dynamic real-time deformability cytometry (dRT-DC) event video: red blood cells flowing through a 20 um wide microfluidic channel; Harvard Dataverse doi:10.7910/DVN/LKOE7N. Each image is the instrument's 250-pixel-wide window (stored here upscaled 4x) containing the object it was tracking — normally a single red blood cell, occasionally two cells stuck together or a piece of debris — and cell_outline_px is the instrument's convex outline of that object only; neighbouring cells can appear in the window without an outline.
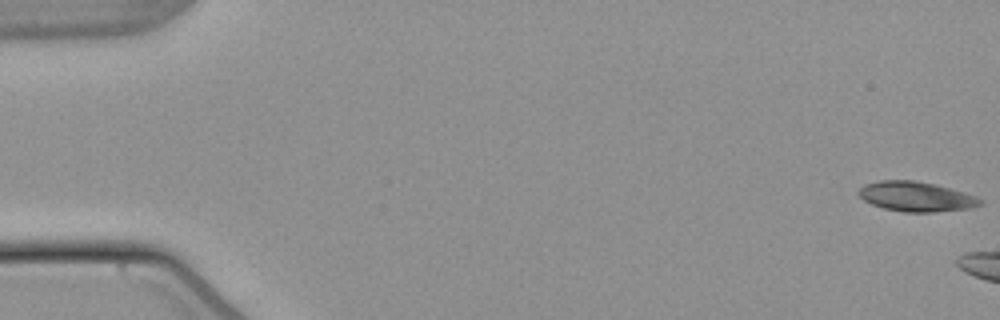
{"species": "common noctule bat (a hibernating species)", "species_latin": "Nyctalus noctula", "temperature_condition": "warm", "stored_images_in_passage": 6, "camera_frame_rate_fps": 3000, "um_per_image_px": 0.085, "animal": {"sex": "male", "body_mass_g": 21.5, "forearm_length_mm": 52.0}, "frame": {"image": 1, "passage_image": 1, "time_ms": 0.0, "image_size_px": [1000, 320], "cell_outline_px": [[984, 200], [980, 204], [968, 208], [932, 212], [904, 212], [884, 208], [872, 204], [864, 200], [860, 196], [860, 188], [864, 184], [880, 180], [912, 180], [936, 184], [976, 196]], "centroid_in_image_um": [77.86, 16.7], "position_along_channel_um": 7.1, "area_um2": 20.87}}